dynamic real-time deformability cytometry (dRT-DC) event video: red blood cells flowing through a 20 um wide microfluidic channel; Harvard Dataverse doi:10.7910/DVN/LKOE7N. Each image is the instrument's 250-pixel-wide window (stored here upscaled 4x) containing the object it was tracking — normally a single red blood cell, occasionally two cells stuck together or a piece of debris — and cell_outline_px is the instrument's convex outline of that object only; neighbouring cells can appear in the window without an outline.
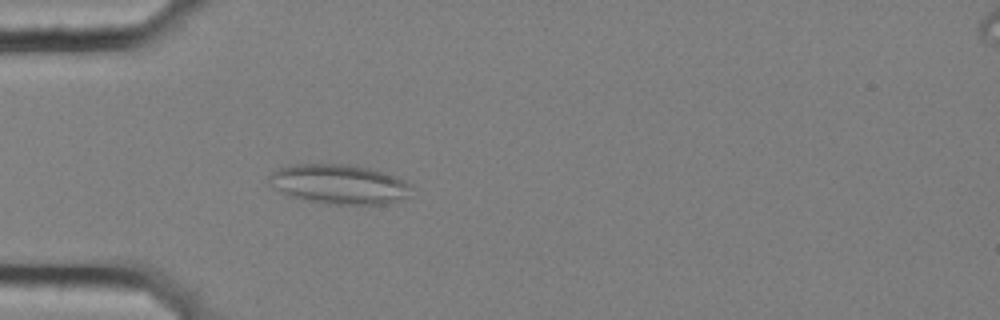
{"species": "common noctule bat (a hibernating species)", "species_latin": "Nyctalus noctula", "temperature_condition": "cold", "stored_images_in_passage": 47, "camera_frame_rate_fps": 3000, "um_per_image_px": 0.085, "animal": {"sex": "female", "body_mass_g": 25.1}, "frame": {"image": 1, "passage_image": 7, "time_ms": 2.0, "image_size_px": [1000, 320], "cell_outline_px": [[408, 196], [388, 204], [336, 204], [288, 196], [276, 188], [268, 180], [268, 176], [272, 172], [280, 168], [296, 164], [348, 164], [368, 168], [404, 180], [408, 184]], "centroid_in_image_um": [28.79, 15.65], "position_along_channel_um": 56.2, "area_um2": 32.02}}
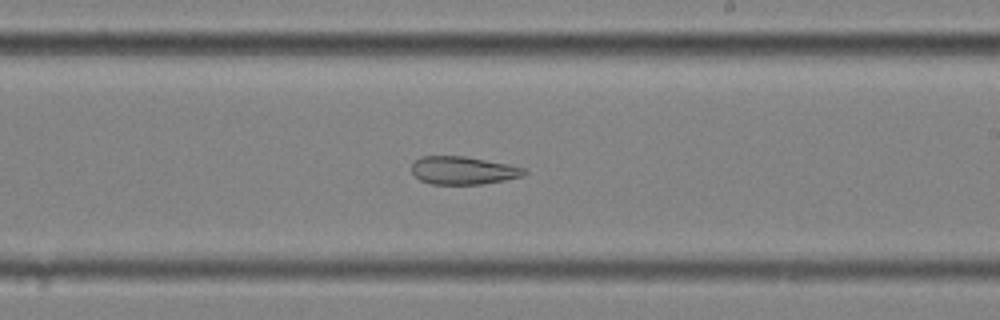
{"frame": {"image": 2, "passage_image": 24, "time_ms": 7.667, "image_size_px": [1000, 320], "cell_outline_px": [[528, 172], [524, 176], [484, 184], [432, 184], [420, 180], [412, 172], [412, 164], [420, 156], [464, 156], [508, 164], [524, 168]], "centroid_in_image_um": [39.38, 14.49], "position_along_channel_um": 249.6, "area_um2": 18.32}}
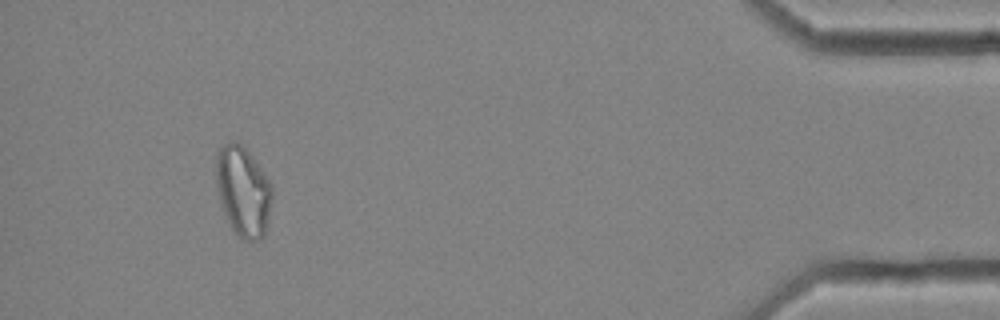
{"frame": {"image": 3, "passage_image": 43, "time_ms": 14.0, "image_size_px": [1000, 320], "cell_outline_px": [[272, 196], [268, 220], [264, 236], [260, 240], [244, 240], [232, 228], [224, 212], [220, 200], [216, 184], [216, 152], [224, 144], [232, 140], [244, 144], [272, 184]], "centroid_in_image_um": [20.67, 16.21], "position_along_channel_um": 414.5, "area_um2": 29.48}, "authors_computed_cell_mechanics": {"area_um2": 24.5072, "velocity_mm_per_s": 3.5478, "shape_relaxation_time_tau1_ms": null, "shape_relaxation_time_tau2_ms": 2.8462, "deformation_change_tau1": null, "deformation_change_tau2": 0.1032}}